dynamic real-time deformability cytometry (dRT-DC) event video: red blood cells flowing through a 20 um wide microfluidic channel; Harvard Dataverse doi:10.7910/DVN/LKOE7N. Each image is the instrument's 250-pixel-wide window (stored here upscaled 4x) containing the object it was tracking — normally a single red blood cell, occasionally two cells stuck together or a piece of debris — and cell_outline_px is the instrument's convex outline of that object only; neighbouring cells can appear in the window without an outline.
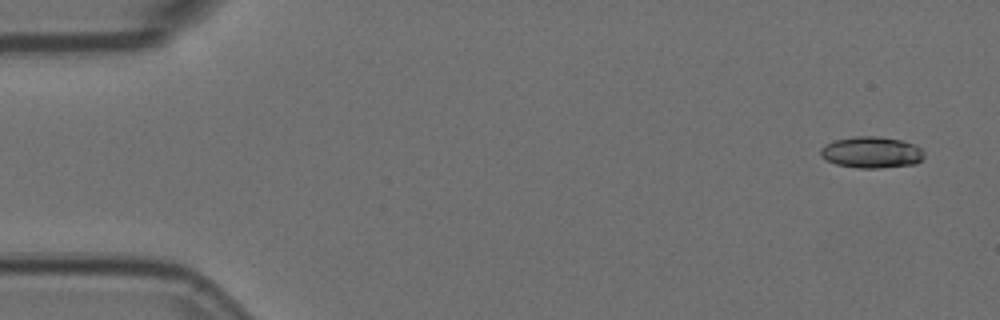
{"species": "Egyptian fruit bat (a non-hibernating species)", "species_latin": "Rousettus aegyptiacus", "temperature_condition": "room temperature", "stored_images_in_passage": 5, "camera_frame_rate_fps": 3000, "um_per_image_px": 0.085, "animal": {"sex": "female"}, "frame": {"image": 1, "passage_image": 1, "time_ms": 0.0, "image_size_px": [1000, 320], "cell_outline_px": [[924, 156], [916, 164], [880, 168], [860, 168], [836, 164], [820, 156], [820, 148], [824, 144], [836, 140], [852, 136], [876, 136], [900, 140], [916, 144], [924, 152]], "centroid_in_image_um": [74.08, 12.94], "position_along_channel_um": 10.9, "area_um2": 19.02}}
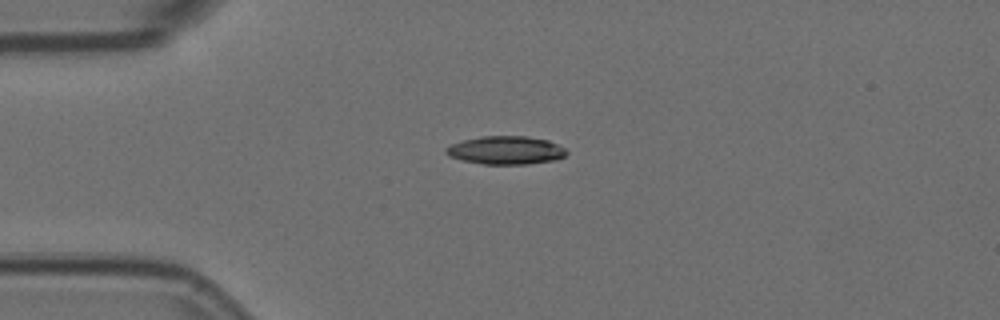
{"frame": {"image": 2, "passage_image": 4, "time_ms": 1.0, "image_size_px": [1000, 320], "cell_outline_px": [[568, 152], [564, 156], [556, 160], [528, 164], [484, 164], [460, 160], [448, 156], [444, 152], [444, 148], [452, 144], [464, 140], [480, 136], [528, 136], [548, 140], [564, 148]], "centroid_in_image_um": [42.97, 12.77], "position_along_channel_um": 42.0, "area_um2": 19.94}}